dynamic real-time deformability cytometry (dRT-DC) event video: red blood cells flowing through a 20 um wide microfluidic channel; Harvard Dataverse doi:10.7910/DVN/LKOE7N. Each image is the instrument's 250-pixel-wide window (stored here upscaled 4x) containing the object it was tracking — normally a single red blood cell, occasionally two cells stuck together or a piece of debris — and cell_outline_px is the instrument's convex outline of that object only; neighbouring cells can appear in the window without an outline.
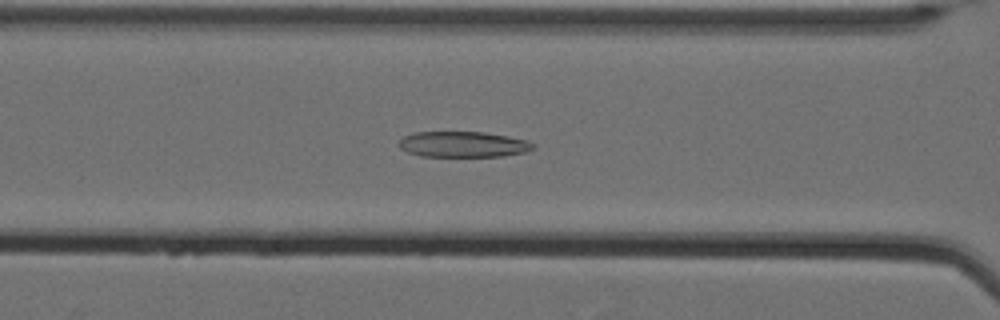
{"species": "Egyptian fruit bat (a non-hibernating species)", "species_latin": "Rousettus aegyptiacus", "temperature_condition": "cold", "stored_images_in_passage": 63, "camera_frame_rate_fps": 3000, "um_per_image_px": 0.085, "animal": {"sex": "female"}, "frame": {"image": 1, "passage_image": 31, "time_ms": 10.0, "image_size_px": [1000, 320], "cell_outline_px": [[536, 148], [524, 152], [504, 156], [420, 156], [408, 152], [400, 148], [400, 140], [404, 136], [416, 132], [484, 132], [508, 136], [528, 140], [536, 144]], "centroid_in_image_um": [39.42, 12.27], "position_along_channel_um": 127.2, "area_um2": 20.11}}
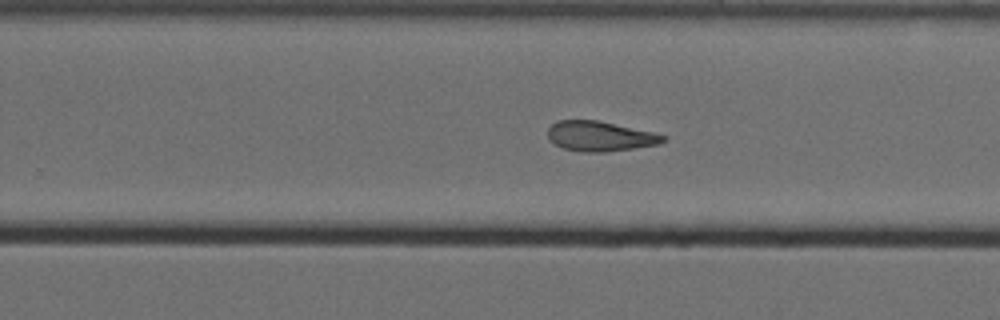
{"frame": {"image": 2, "passage_image": 44, "time_ms": 14.333, "image_size_px": [1000, 320], "cell_outline_px": [[668, 140], [660, 144], [604, 152], [580, 152], [564, 148], [548, 140], [548, 128], [556, 120], [596, 120], [652, 132], [668, 136]], "centroid_in_image_um": [51.0, 11.58], "position_along_channel_um": 278.8, "area_um2": 20.11}}
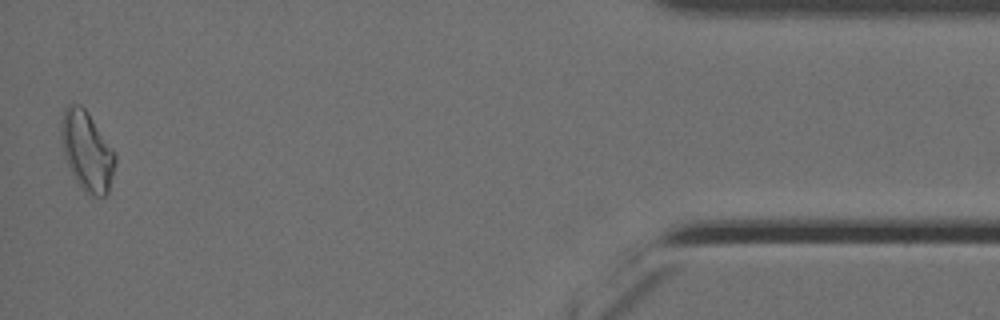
{"frame": {"image": 3, "passage_image": 62, "time_ms": 20.333, "image_size_px": [1000, 320], "cell_outline_px": [[116, 164], [108, 196], [88, 196], [84, 192], [76, 180], [68, 164], [60, 140], [60, 124], [64, 108], [68, 104], [80, 104], [88, 112], [112, 148], [116, 156]], "centroid_in_image_um": [7.4, 12.86], "position_along_channel_um": 427.8, "area_um2": 25.2}, "authors_computed_cell_mechanics": {"area_um2": 23.2356, "velocity_mm_per_s": 3.492, "shape_relaxation_time_tau1_ms": null, "shape_relaxation_time_tau2_ms": 6.5862, "deformation_change_tau1": null, "deformation_change_tau2": 0.171}}